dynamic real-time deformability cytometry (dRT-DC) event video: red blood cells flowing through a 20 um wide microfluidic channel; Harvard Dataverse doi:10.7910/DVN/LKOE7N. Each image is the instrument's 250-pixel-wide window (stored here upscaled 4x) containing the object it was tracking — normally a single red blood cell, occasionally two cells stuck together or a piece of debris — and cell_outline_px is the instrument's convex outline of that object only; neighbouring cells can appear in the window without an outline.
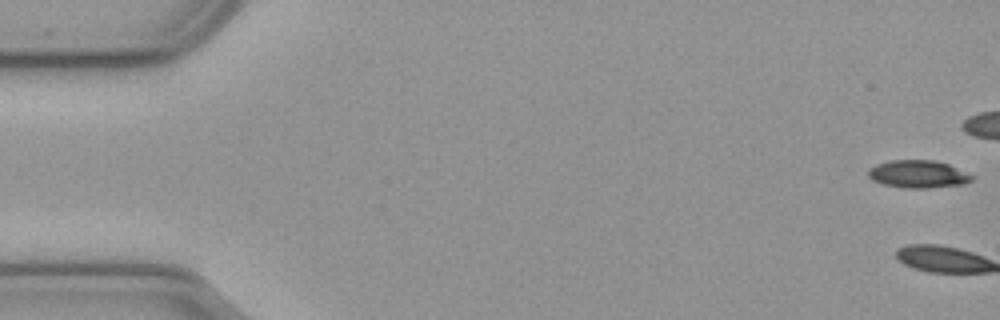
{"species": "common noctule bat (a hibernating species)", "species_latin": "Nyctalus noctula", "temperature_condition": "cold", "stored_images_in_passage": 3, "camera_frame_rate_fps": 3000, "um_per_image_px": 0.085, "animal": {"sex": "male", "body_mass_g": 23.1, "forearm_length_mm": 52.7}, "frame": {"image": 1, "passage_image": 1, "time_ms": 0.0, "image_size_px": [1000, 320], "cell_outline_px": [[972, 180], [964, 184], [928, 188], [904, 188], [884, 184], [872, 180], [868, 176], [868, 172], [876, 164], [892, 160], [932, 160], [948, 164], [972, 176]], "centroid_in_image_um": [78.02, 14.8], "position_along_channel_um": 7.0, "area_um2": 16.42}}